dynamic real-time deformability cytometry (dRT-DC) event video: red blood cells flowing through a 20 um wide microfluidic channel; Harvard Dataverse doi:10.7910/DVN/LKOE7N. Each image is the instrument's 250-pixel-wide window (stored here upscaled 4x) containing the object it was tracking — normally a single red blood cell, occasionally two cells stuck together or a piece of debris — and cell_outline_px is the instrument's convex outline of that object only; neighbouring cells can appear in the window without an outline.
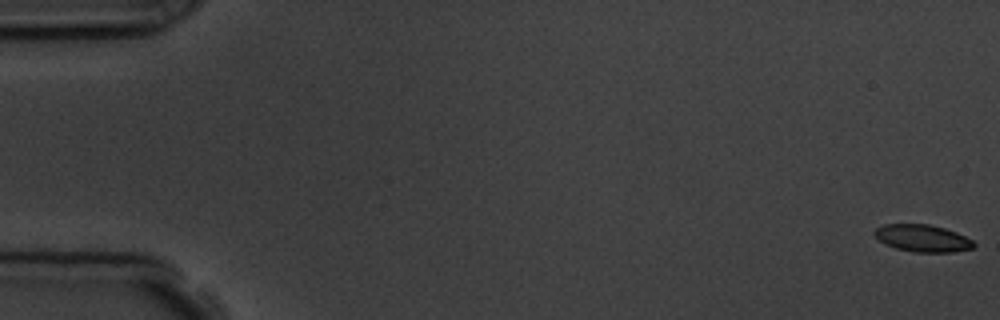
{"species": "common noctule bat (a hibernating species)", "species_latin": "Nyctalus noctula", "temperature_condition": "room temperature", "stored_images_in_passage": 5, "camera_frame_rate_fps": 3000, "um_per_image_px": 0.085, "animal": {"sex": "male", "body_mass_g": 19.5, "forearm_length_mm": 54.6}, "frame": {"image": 1, "passage_image": 1, "time_ms": 0.0, "image_size_px": [1000, 320], "cell_outline_px": [[976, 244], [972, 248], [952, 252], [916, 252], [896, 248], [884, 244], [872, 232], [876, 228], [884, 224], [928, 224], [944, 228], [956, 232], [972, 240]], "centroid_in_image_um": [78.4, 20.24], "position_along_channel_um": 6.6, "area_um2": 15.61}}
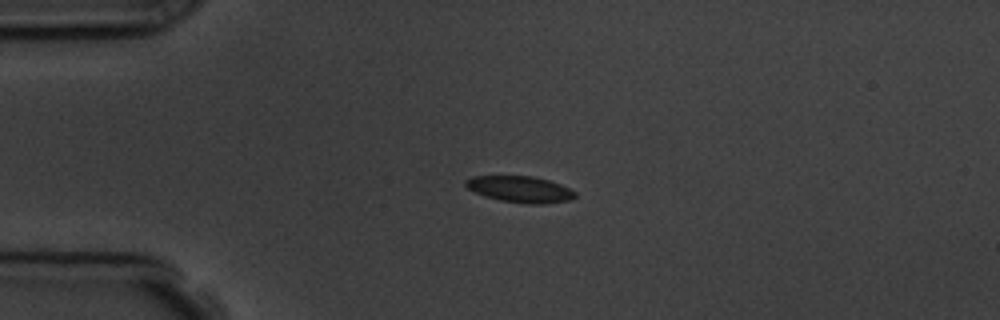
{"frame": {"image": 2, "passage_image": 4, "time_ms": 4.333, "image_size_px": [1000, 320], "cell_outline_px": [[576, 196], [572, 200], [544, 204], [528, 204], [500, 200], [476, 192], [468, 188], [464, 184], [464, 180], [472, 176], [532, 176], [548, 180], [560, 184], [576, 192]], "centroid_in_image_um": [44.24, 16.08], "position_along_channel_um": 40.8, "area_um2": 16.7}}